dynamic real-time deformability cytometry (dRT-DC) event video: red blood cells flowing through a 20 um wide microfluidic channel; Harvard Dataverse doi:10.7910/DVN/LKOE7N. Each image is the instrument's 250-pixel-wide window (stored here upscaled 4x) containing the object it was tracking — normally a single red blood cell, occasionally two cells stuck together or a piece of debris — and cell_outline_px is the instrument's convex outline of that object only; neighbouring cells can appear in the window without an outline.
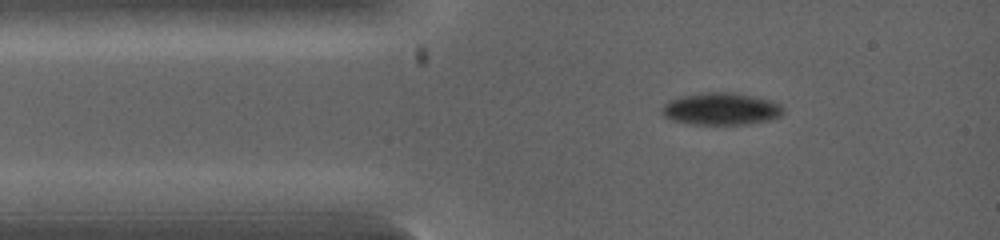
{"species": "common noctule bat (a hibernating species)", "species_latin": "Nyctalus noctula", "temperature_condition": "warm", "stored_images_in_passage": 4, "camera_frame_rate_fps": 5000, "um_per_image_px": 0.085, "animal": {"sex": "female", "body_mass_g": 19.0, "forearm_length_mm": 53.3}, "frame": {"image": 1, "passage_image": 1, "time_ms": 0.0, "image_size_px": [1000, 240], "cell_outline_px": [[784, 112], [780, 116], [772, 120], [744, 124], [692, 124], [672, 120], [664, 116], [664, 104], [668, 100], [680, 96], [708, 92], [732, 92], [772, 100], [780, 104], [784, 108]], "centroid_in_image_um": [61.34, 9.25], "position_along_channel_um": 23.7, "area_um2": 22.72}}
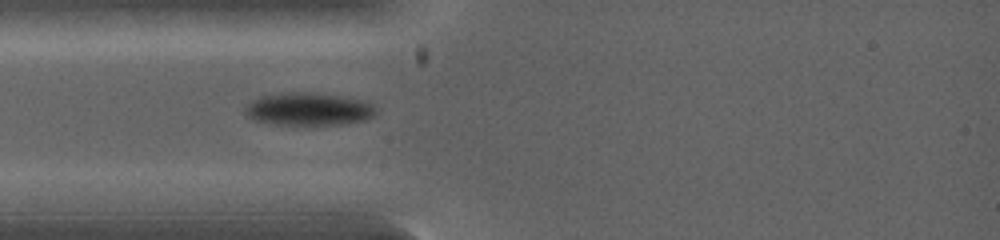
{"frame": {"image": 2, "passage_image": 3, "time_ms": 1.0, "image_size_px": [1000, 240], "cell_outline_px": [[376, 112], [372, 116], [364, 120], [340, 124], [276, 124], [256, 120], [248, 116], [244, 112], [244, 108], [252, 100], [260, 96], [280, 92], [312, 92], [368, 100], [376, 108]], "centroid_in_image_um": [26.23, 9.25], "position_along_channel_um": 58.8, "area_um2": 24.97}}